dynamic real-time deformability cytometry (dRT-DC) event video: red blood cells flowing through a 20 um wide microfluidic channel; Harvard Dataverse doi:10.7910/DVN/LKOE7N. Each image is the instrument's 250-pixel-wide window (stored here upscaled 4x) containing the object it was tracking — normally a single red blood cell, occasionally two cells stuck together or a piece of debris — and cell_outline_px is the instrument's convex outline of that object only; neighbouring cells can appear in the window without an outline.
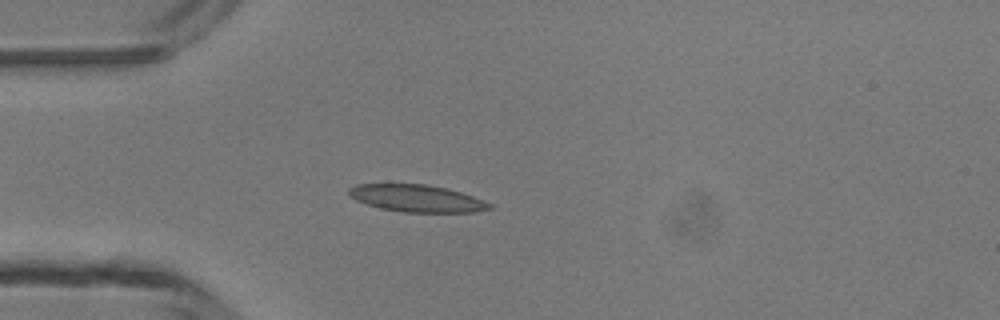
{"species": "common noctule bat (a hibernating species)", "species_latin": "Nyctalus noctula", "temperature_condition": "room temperature", "stored_images_in_passage": 3, "camera_frame_rate_fps": 3000, "um_per_image_px": 0.085, "animal": {"sex": "male", "body_mass_g": 13.3}, "frame": {"image": 1, "passage_image": 3, "time_ms": 2.333, "image_size_px": [1000, 320], "cell_outline_px": [[496, 208], [476, 212], [404, 212], [380, 208], [356, 200], [348, 196], [348, 188], [356, 184], [428, 184], [460, 192], [472, 196], [492, 204]], "centroid_in_image_um": [35.43, 16.86], "position_along_channel_um": 49.6, "area_um2": 22.25}}